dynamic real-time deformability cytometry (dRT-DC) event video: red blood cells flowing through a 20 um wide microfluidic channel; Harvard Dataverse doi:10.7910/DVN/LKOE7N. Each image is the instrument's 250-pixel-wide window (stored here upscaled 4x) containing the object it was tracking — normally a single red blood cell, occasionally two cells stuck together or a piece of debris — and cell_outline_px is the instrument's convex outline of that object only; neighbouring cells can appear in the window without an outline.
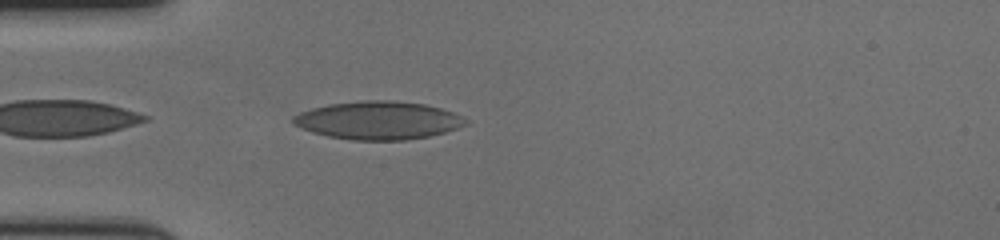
{"species": "human", "species_latin": "Homo sapiens", "temperature_condition": "cold", "stored_images_in_passage": 41, "camera_frame_rate_fps": 3000, "um_per_image_px": 0.085, "donor": {"sex": "female"}, "frame": {"image": 1, "passage_image": 2, "time_ms": 0.333, "image_size_px": [1000, 240], "cell_outline_px": [[468, 124], [444, 132], [428, 136], [404, 140], [352, 140], [328, 136], [312, 132], [292, 124], [292, 116], [300, 112], [312, 108], [328, 104], [364, 100], [392, 100], [424, 104], [440, 108], [464, 116], [468, 120]], "centroid_in_image_um": [32.14, 10.22], "position_along_channel_um": 52.9, "area_um2": 38.32}}
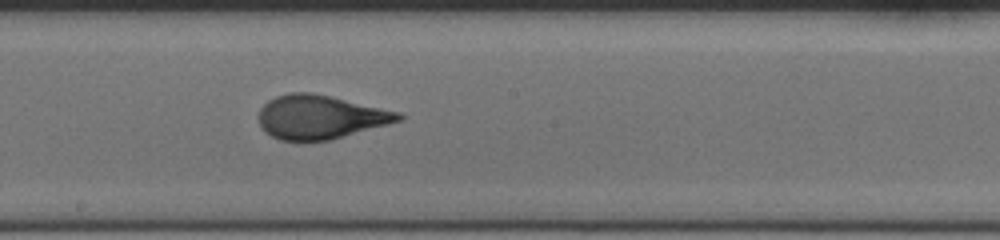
{"frame": {"image": 2, "passage_image": 17, "time_ms": 5.333, "image_size_px": [1000, 240], "cell_outline_px": [[404, 120], [328, 140], [280, 140], [264, 132], [260, 124], [260, 108], [268, 100], [276, 96], [288, 92], [312, 92], [400, 112], [404, 116]], "centroid_in_image_um": [27.22, 9.93], "position_along_channel_um": 221.0, "area_um2": 35.43}}
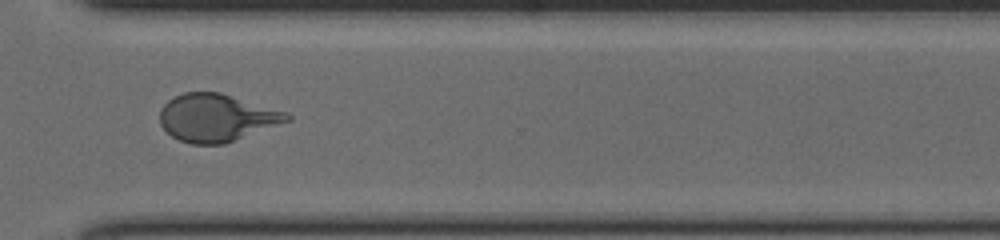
{"frame": {"image": 3, "passage_image": 28, "time_ms": 9.0, "image_size_px": [1000, 240], "cell_outline_px": [[292, 120], [224, 144], [192, 144], [180, 140], [172, 136], [160, 124], [160, 108], [168, 100], [184, 92], [220, 92], [288, 112], [292, 116]], "centroid_in_image_um": [18.43, 10.0], "position_along_channel_um": 352.2, "area_um2": 35.26}, "authors_computed_cell_mechanics": {"area_um2": 35.6048, "velocity_mm_per_s": 3.5712, "shape_relaxation_time_tau1_ms": 4.9726, "shape_relaxation_time_tau2_ms": null, "deformation_change_tau1": 0.1935, "deformation_change_tau2": null}}